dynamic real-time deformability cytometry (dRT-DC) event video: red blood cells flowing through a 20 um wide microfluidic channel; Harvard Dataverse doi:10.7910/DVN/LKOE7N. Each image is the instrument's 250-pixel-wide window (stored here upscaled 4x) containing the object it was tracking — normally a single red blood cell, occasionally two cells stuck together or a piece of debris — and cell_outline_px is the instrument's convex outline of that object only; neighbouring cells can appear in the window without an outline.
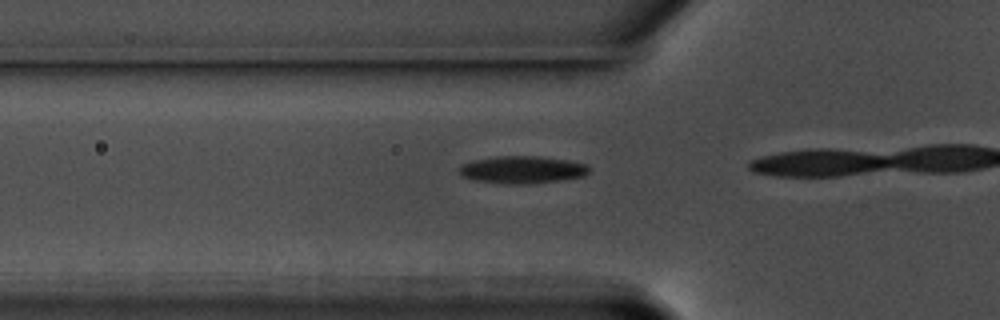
{"species": "common noctule bat (a hibernating species)", "species_latin": "Nyctalus noctula", "temperature_condition": "warm", "stored_images_in_passage": 18, "camera_frame_rate_fps": 3000, "um_per_image_px": 0.085, "animal": {"sex": "male", "body_mass_g": 17.5, "forearm_length_mm": 52.3}, "frame": {"image": 1, "passage_image": 16, "time_ms": 5.0, "image_size_px": [1000, 320], "cell_outline_px": [[588, 172], [584, 176], [528, 184], [512, 184], [476, 180], [460, 176], [460, 168], [464, 164], [476, 160], [496, 156], [536, 156], [568, 160], [584, 164], [588, 168]], "centroid_in_image_um": [44.38, 14.42], "position_along_channel_um": 81.4, "area_um2": 20.23}}